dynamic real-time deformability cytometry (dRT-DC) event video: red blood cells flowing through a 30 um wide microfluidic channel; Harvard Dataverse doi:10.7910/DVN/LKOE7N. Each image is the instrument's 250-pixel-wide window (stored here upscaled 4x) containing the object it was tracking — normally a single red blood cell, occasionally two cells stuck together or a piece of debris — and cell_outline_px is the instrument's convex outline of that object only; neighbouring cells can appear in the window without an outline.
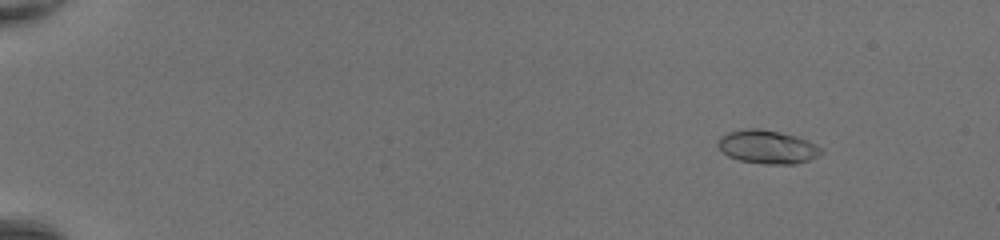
{"species": "common noctule bat (a hibernating species)", "species_latin": "Nyctalus noctula", "temperature_condition": "room temperature", "stored_images_in_passage": 50, "camera_frame_rate_fps": 3000, "um_per_image_px": 0.085, "animal": {"sex": "female", "body_mass_g": 20.0, "forearm_length_mm": 54.0}, "frame": {"image": 1, "passage_image": 7, "time_ms": 2.0, "image_size_px": [1000, 240], "cell_outline_px": [[824, 152], [820, 156], [796, 164], [764, 164], [740, 160], [728, 156], [716, 144], [720, 136], [728, 132], [744, 128], [760, 128], [780, 132], [796, 136], [808, 140], [824, 148]], "centroid_in_image_um": [65.27, 12.48], "position_along_channel_um": 19.7, "area_um2": 20.4}}
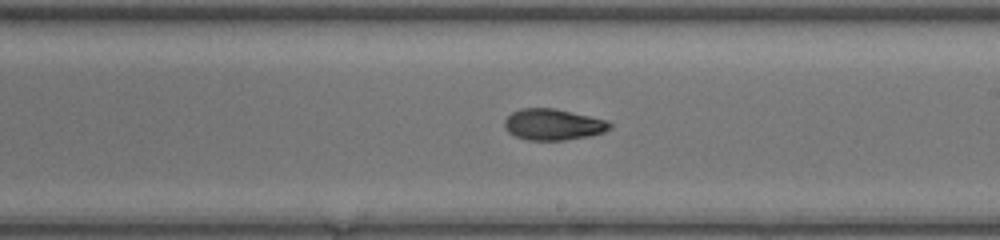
{"frame": {"image": 2, "passage_image": 32, "time_ms": 10.333, "image_size_px": [1000, 240], "cell_outline_px": [[612, 128], [604, 132], [588, 136], [564, 140], [528, 140], [516, 136], [508, 132], [504, 128], [504, 120], [512, 112], [520, 108], [552, 108], [588, 116], [604, 120], [612, 124]], "centroid_in_image_um": [46.98, 10.59], "position_along_channel_um": 242.0, "area_um2": 18.96}}
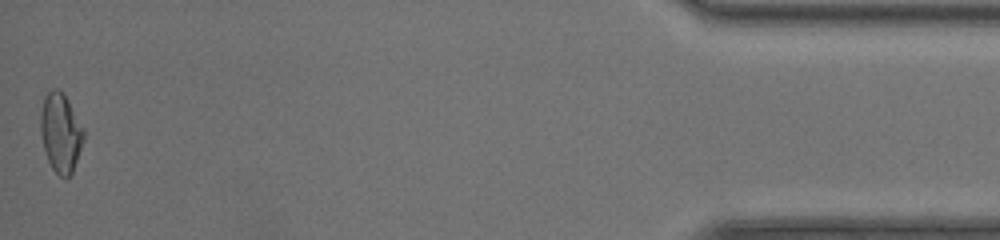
{"frame": {"image": 3, "passage_image": 50, "time_ms": 16.333, "image_size_px": [1000, 240], "cell_outline_px": [[84, 140], [72, 172], [64, 180], [52, 168], [48, 160], [44, 148], [40, 132], [40, 112], [44, 96], [52, 88], [56, 88], [68, 100], [84, 128]], "centroid_in_image_um": [5.15, 11.28], "position_along_channel_um": 430.1, "area_um2": 19.83}, "authors_computed_cell_mechanics": {"area_um2": 19.3052, "velocity_mm_per_s": 4.429, "shape_relaxation_time_tau1_ms": 8.6047, "shape_relaxation_time_tau2_ms": 2.2907, "deformation_change_tau1": 0.2303, "deformation_change_tau2": 0.0793}}